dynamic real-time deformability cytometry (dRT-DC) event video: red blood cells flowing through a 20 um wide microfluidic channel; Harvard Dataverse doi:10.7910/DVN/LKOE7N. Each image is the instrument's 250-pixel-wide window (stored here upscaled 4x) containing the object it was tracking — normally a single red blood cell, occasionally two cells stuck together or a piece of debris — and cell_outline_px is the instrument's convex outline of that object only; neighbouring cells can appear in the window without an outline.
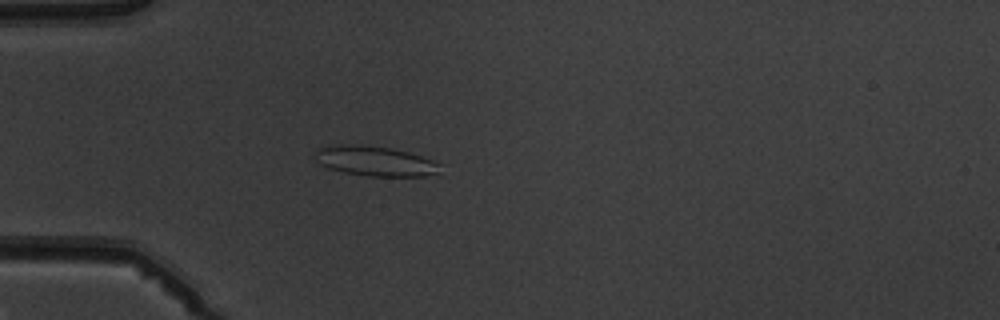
{"species": "common noctule bat (a hibernating species)", "species_latin": "Nyctalus noctula", "temperature_condition": "warm", "stored_images_in_passage": 5, "camera_frame_rate_fps": 3000, "um_per_image_px": 0.085, "animal": {"sex": "male", "body_mass_g": 19.5, "forearm_length_mm": 54.6}, "frame": {"image": 1, "passage_image": 5, "time_ms": 5.0, "image_size_px": [1000, 320], "cell_outline_px": [[440, 172], [424, 176], [368, 176], [344, 172], [328, 168], [320, 164], [312, 156], [320, 148], [340, 144], [360, 144], [388, 148], [408, 152], [432, 160], [440, 164]], "centroid_in_image_um": [31.86, 13.69], "position_along_channel_um": 53.1, "area_um2": 21.68}}